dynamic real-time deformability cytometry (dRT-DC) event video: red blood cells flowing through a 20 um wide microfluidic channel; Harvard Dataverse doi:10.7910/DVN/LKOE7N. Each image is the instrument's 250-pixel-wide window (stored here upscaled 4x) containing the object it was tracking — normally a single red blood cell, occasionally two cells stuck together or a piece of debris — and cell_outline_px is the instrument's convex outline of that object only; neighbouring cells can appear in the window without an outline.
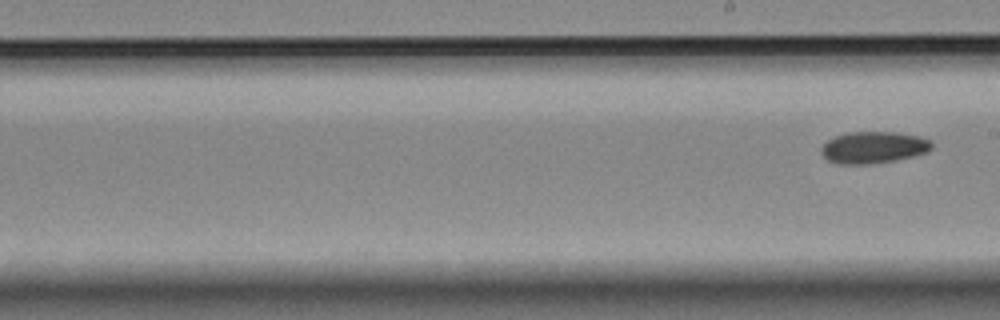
{"species": "Egyptian fruit bat (a non-hibernating species)", "species_latin": "Rousettus aegyptiacus", "temperature_condition": "room temperature", "stored_images_in_passage": 10, "segment_of_instrument_passage": [2, 2], "camera_frame_rate_fps": 3000, "um_per_image_px": 0.085, "animal": {"sex": "female"}, "frame": {"image": 1, "passage_image": 10, "time_ms": 11.333, "image_size_px": [1000, 320], "cell_outline_px": [[932, 148], [928, 152], [896, 160], [872, 164], [840, 164], [828, 160], [820, 152], [820, 148], [828, 140], [836, 136], [848, 132], [896, 132], [920, 136], [932, 140]], "centroid_in_image_um": [74.27, 12.53], "position_along_channel_um": 214.7, "area_um2": 20.58}}